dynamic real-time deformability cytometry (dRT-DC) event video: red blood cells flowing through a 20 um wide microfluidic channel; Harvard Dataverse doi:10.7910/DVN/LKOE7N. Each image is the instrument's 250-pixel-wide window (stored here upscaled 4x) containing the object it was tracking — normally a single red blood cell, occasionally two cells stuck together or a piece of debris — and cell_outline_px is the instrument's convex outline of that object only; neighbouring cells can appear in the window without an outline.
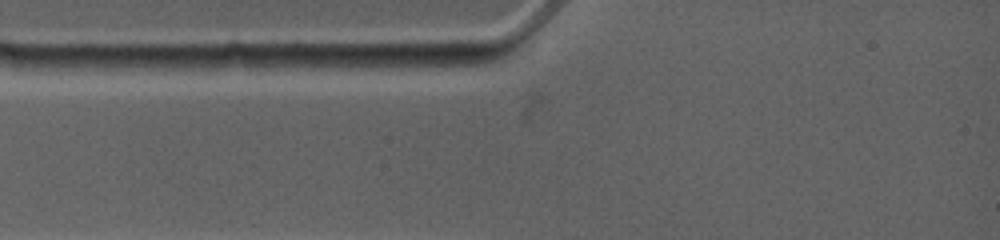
{"species": "common noctule bat (a hibernating species)", "species_latin": "Nyctalus noctula", "temperature_condition": "warm", "stored_images_in_passage": 5, "camera_frame_rate_fps": 4500, "um_per_image_px": 0.085, "animal": {"sex": "female", "body_mass_g": 19.0, "forearm_length_mm": 53.3}, "frame": {"image": 1, "passage_image": 1, "time_ms": 0.0, "image_size_px": [1000, 240], "cell_outline_px": [[420, 64], [380, 68], [320, 72], [284, 72], [272, 64], [276, 56], [416, 56]], "centroid_in_image_um": [28.89, 5.35], "position_along_channel_um": 56.1, "area_um2": 13.93}}